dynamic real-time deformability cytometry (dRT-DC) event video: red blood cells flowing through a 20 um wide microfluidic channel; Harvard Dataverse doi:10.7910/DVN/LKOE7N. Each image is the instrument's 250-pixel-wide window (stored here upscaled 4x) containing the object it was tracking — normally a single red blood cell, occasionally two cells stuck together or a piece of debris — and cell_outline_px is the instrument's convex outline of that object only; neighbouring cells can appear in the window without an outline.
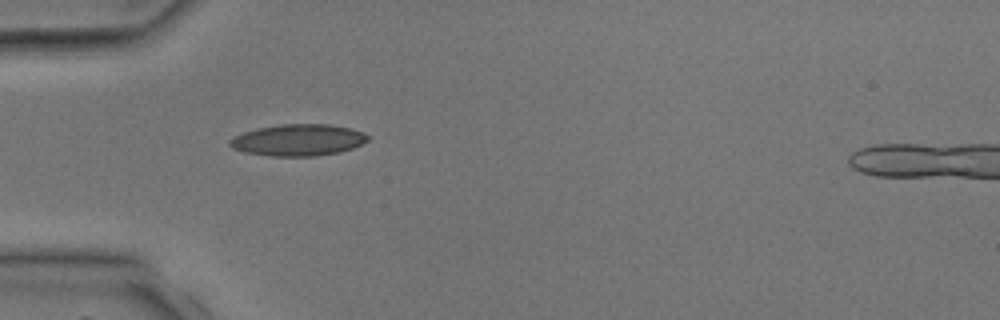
{"species": "common noctule bat (a hibernating species)", "species_latin": "Nyctalus noctula", "temperature_condition": "room temperature", "stored_images_in_passage": 1, "camera_frame_rate_fps": 3000, "um_per_image_px": 0.085, "animal": {"sex": "male", "body_mass_g": 17.9, "forearm_length_mm": 54.2}, "frame": {"image": 1, "passage_image": 1, "time_ms": 0.0, "image_size_px": [1000, 320], "cell_outline_px": [[368, 140], [352, 148], [340, 152], [316, 156], [272, 156], [244, 152], [232, 148], [228, 144], [228, 140], [232, 136], [244, 132], [260, 128], [280, 124], [332, 124], [352, 128], [368, 136]], "centroid_in_image_um": [25.31, 11.9], "position_along_channel_um": 59.7, "area_um2": 25.43}}